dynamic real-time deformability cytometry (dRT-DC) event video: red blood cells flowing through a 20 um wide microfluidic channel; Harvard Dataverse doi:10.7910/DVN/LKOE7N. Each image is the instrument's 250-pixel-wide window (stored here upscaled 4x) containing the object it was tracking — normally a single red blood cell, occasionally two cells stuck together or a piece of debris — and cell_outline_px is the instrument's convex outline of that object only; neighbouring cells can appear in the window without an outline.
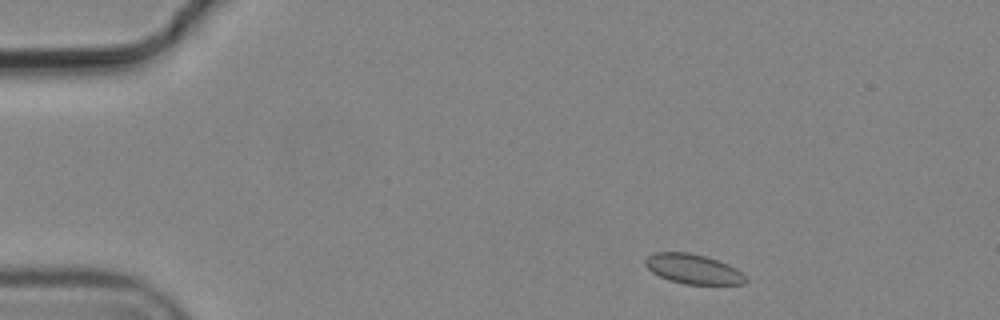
{"species": "common noctule bat (a hibernating species)", "species_latin": "Nyctalus noctula", "temperature_condition": "cold", "stored_images_in_passage": 6, "camera_frame_rate_fps": 3000, "um_per_image_px": 0.085, "animal": {"sex": "male", "body_mass_g": 19.2, "forearm_length_mm": 51.8}, "frame": {"image": 1, "passage_image": 1, "time_ms": 0.0, "image_size_px": [1000, 320], "cell_outline_px": [[748, 280], [744, 284], [684, 284], [668, 280], [652, 272], [644, 264], [644, 260], [648, 256], [656, 252], [688, 252], [704, 256], [728, 264], [736, 268]], "centroid_in_image_um": [58.9, 22.87], "position_along_channel_um": 26.1, "area_um2": 17.28}}
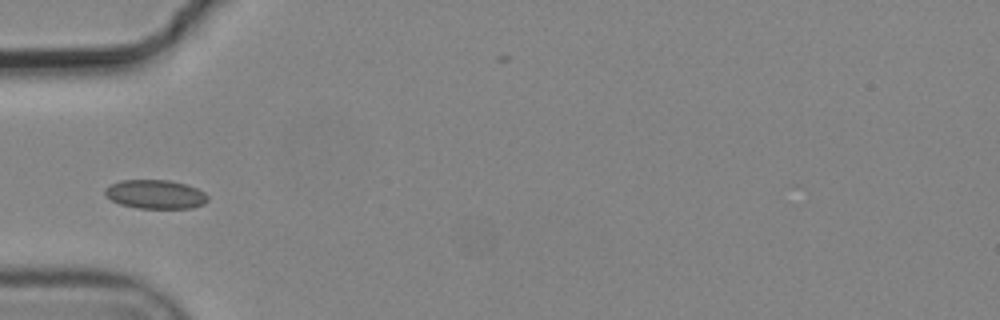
{"frame": {"image": 2, "passage_image": 4, "time_ms": 1.0, "image_size_px": [1000, 320], "cell_outline_px": [[208, 200], [204, 204], [192, 208], [136, 208], [120, 204], [112, 200], [104, 192], [104, 188], [120, 180], [168, 180], [184, 184], [196, 188], [204, 192], [208, 196]], "centroid_in_image_um": [13.21, 16.52], "position_along_channel_um": 71.8, "area_um2": 17.22}}
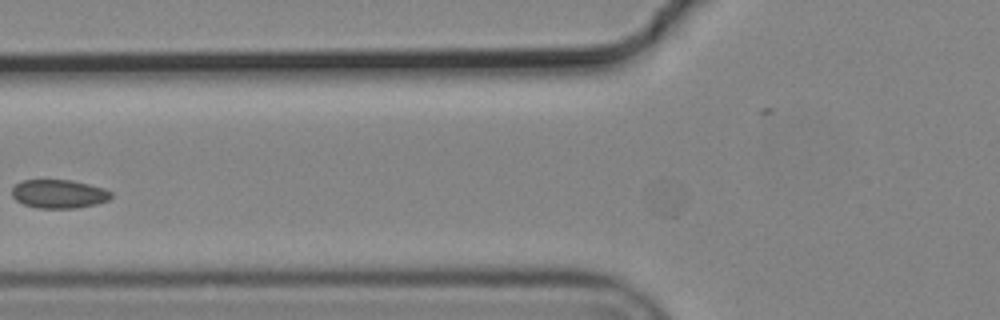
{"frame": {"image": 3, "passage_image": 5, "time_ms": 1.333, "image_size_px": [1000, 320], "cell_outline_px": [[112, 196], [108, 200], [96, 204], [76, 208], [36, 208], [24, 204], [16, 200], [12, 196], [12, 188], [20, 180], [72, 180], [104, 188], [112, 192]], "centroid_in_image_um": [5.0, 16.48], "position_along_channel_um": 120.8, "area_um2": 16.59}}